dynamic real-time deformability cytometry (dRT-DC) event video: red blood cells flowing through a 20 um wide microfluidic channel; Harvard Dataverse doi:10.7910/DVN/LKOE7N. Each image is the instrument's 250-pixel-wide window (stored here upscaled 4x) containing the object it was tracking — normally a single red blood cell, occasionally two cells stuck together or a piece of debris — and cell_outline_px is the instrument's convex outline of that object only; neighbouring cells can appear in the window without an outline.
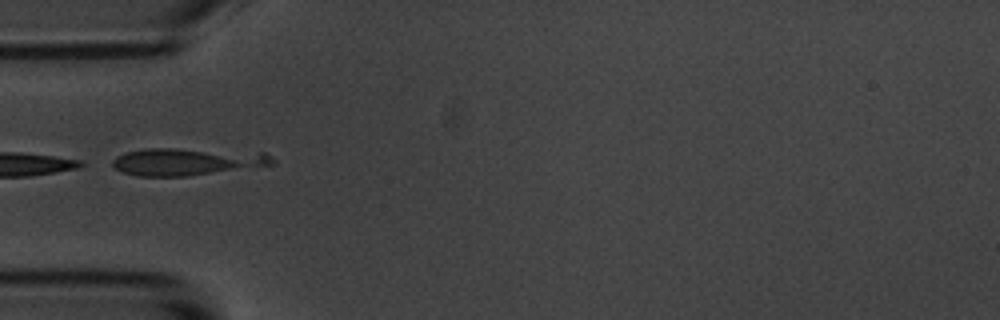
{"species": "common noctule bat (a hibernating species)", "species_latin": "Nyctalus noctula", "temperature_condition": "room temperature", "stored_images_in_passage": 7, "camera_frame_rate_fps": 3000, "um_per_image_px": 0.085, "animal": {"sex": "male", "body_mass_g": 20.1, "forearm_length_mm": 53.5}, "frame": {"image": 1, "passage_image": 2, "time_ms": 1.0, "image_size_px": [1000, 320], "cell_outline_px": [[276, 164], [188, 176], [136, 176], [124, 172], [116, 168], [112, 164], [112, 160], [116, 156], [124, 152], [144, 148], [176, 148], [264, 152], [272, 156], [276, 160]], "centroid_in_image_um": [15.92, 13.72], "position_along_channel_um": 69.1, "area_um2": 25.72}}